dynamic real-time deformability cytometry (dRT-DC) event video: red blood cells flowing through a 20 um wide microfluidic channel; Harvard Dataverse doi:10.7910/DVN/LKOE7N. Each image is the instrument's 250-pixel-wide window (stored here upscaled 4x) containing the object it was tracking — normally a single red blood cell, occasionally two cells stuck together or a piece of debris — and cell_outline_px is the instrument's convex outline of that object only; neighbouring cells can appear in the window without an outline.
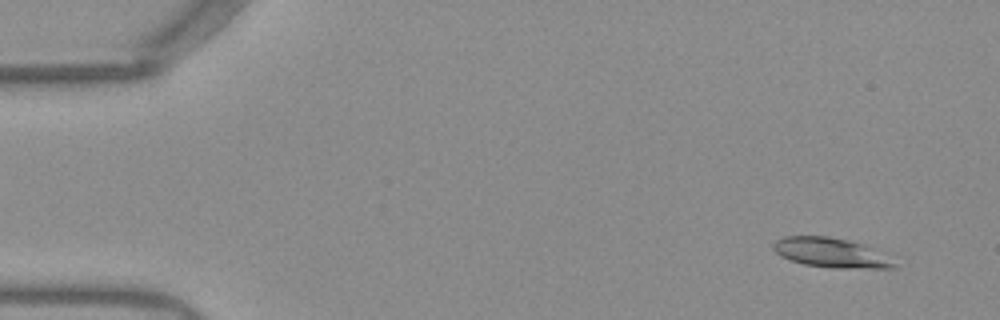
{"species": "Egyptian fruit bat (a non-hibernating species)", "species_latin": "Rousettus aegyptiacus", "temperature_condition": "warm", "stored_images_in_passage": 52, "camera_frame_rate_fps": 3000, "um_per_image_px": 0.085, "frame": {"image": 1, "passage_image": 4, "time_ms": 1.0, "image_size_px": [1000, 320], "cell_outline_px": [[896, 268], [836, 268], [804, 264], [780, 256], [772, 248], [772, 244], [776, 240], [784, 236], [828, 236], [848, 240], [860, 244], [868, 248], [896, 264]], "centroid_in_image_um": [70.51, 21.48], "position_along_channel_um": 14.5, "area_um2": 20.17}}
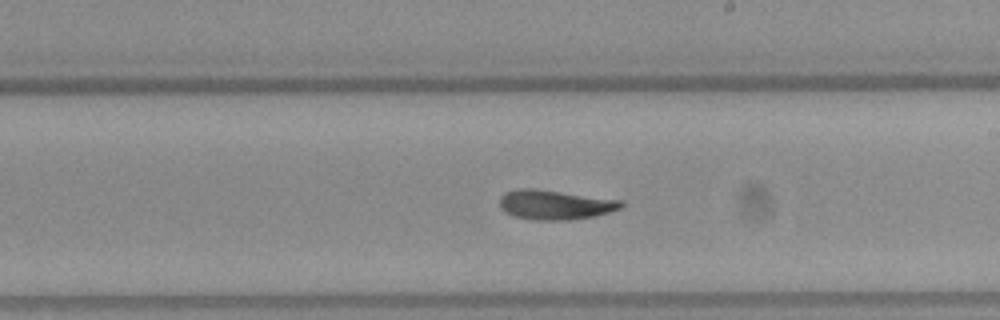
{"frame": {"image": 2, "passage_image": 30, "time_ms": 9.667, "image_size_px": [1000, 320], "cell_outline_px": [[624, 204], [620, 208], [608, 212], [592, 216], [568, 220], [532, 220], [512, 216], [504, 212], [500, 208], [500, 196], [504, 192], [520, 188], [536, 188], [624, 200]], "centroid_in_image_um": [47.14, 17.39], "position_along_channel_um": 241.9, "area_um2": 21.21}}
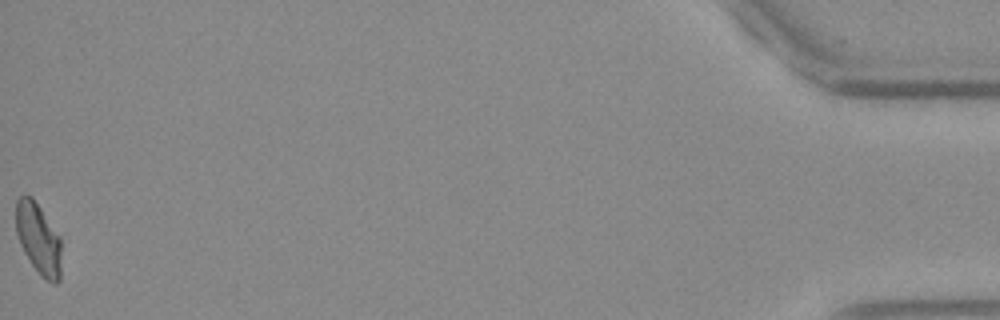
{"frame": {"image": 3, "passage_image": 52, "time_ms": 17.0, "image_size_px": [1000, 320], "cell_outline_px": [[60, 280], [56, 284], [52, 284], [40, 276], [24, 252], [20, 244], [16, 232], [16, 200], [24, 192], [32, 196], [60, 236]], "centroid_in_image_um": [3.25, 20.27], "position_along_channel_um": 431.9, "area_um2": 18.96}, "authors_computed_cell_mechanics": {"area_um2": 20.3456, "velocity_mm_per_s": 3.9441, "shape_relaxation_time_tau1_ms": 10.5479, "shape_relaxation_time_tau2_ms": 7.5012, "deformation_change_tau1": 0.2578, "deformation_change_tau2": 0.1405}}